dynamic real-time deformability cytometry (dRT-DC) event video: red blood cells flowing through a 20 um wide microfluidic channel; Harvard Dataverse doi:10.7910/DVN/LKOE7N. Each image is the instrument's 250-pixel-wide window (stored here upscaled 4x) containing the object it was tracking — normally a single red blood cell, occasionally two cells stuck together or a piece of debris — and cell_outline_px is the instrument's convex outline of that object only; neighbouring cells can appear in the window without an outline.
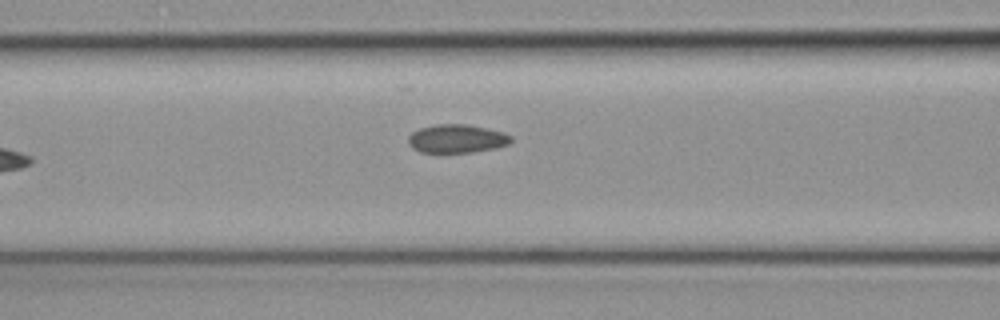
{"species": "common noctule bat (a hibernating species)", "species_latin": "Nyctalus noctula", "temperature_condition": "cold", "stored_images_in_passage": 6, "camera_frame_rate_fps": 3000, "um_per_image_px": 0.085, "animal": {"sex": "female", "body_mass_g": 19.3, "forearm_length_mm": 54.1}, "frame": {"image": 1, "passage_image": 6, "time_ms": 1.667, "image_size_px": [1000, 320], "cell_outline_px": [[512, 140], [508, 144], [496, 148], [472, 152], [420, 152], [412, 148], [408, 144], [408, 136], [412, 132], [420, 128], [436, 124], [468, 124], [488, 128], [504, 132], [512, 136]], "centroid_in_image_um": [38.83, 11.78], "position_along_channel_um": 127.8, "area_um2": 17.17}}